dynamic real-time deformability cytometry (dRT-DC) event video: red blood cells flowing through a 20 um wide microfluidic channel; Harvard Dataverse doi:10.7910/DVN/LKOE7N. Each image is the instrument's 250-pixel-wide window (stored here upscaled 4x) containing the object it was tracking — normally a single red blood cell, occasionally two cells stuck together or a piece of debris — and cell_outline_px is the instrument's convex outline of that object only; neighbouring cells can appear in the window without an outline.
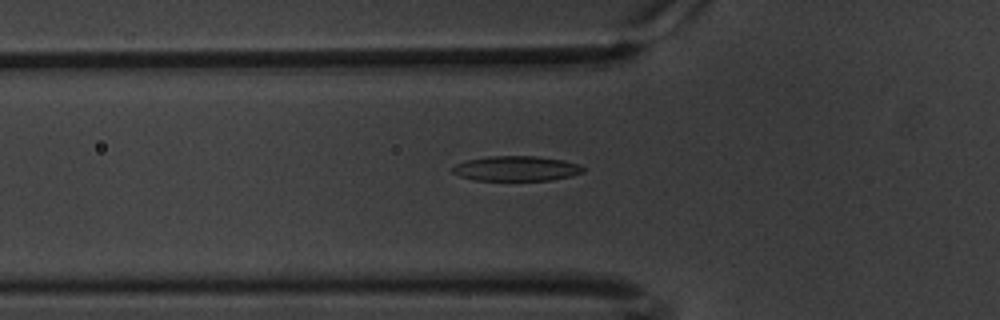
{"species": "common noctule bat (a hibernating species)", "species_latin": "Nyctalus noctula", "temperature_condition": "warm", "stored_images_in_passage": 60, "camera_frame_rate_fps": 3000, "um_per_image_px": 0.085, "animal": {"sex": "male", "body_mass_g": 20.1, "forearm_length_mm": 53.5}, "frame": {"image": 1, "passage_image": 21, "time_ms": 6.667, "image_size_px": [1000, 320], "cell_outline_px": [[584, 172], [572, 176], [548, 180], [476, 180], [460, 176], [452, 172], [452, 168], [456, 164], [464, 160], [488, 156], [536, 156], [564, 160], [580, 164], [584, 168]], "centroid_in_image_um": [43.89, 14.31], "position_along_channel_um": 81.9, "area_um2": 19.07}}
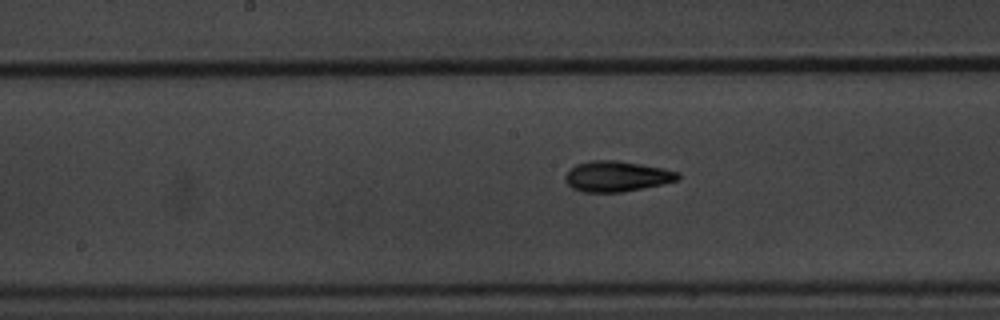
{"frame": {"image": 2, "passage_image": 31, "time_ms": 10.0, "image_size_px": [1000, 320], "cell_outline_px": [[680, 180], [620, 192], [584, 192], [572, 188], [564, 180], [564, 176], [576, 164], [592, 160], [616, 160], [664, 168], [680, 172]], "centroid_in_image_um": [52.42, 14.98], "position_along_channel_um": 195.8, "area_um2": 19.94}}
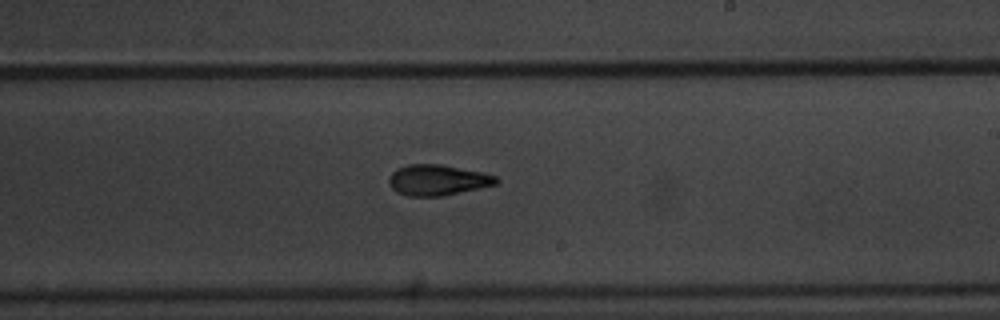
{"frame": {"image": 3, "passage_image": 36, "time_ms": 11.667, "image_size_px": [1000, 320], "cell_outline_px": [[500, 180], [496, 184], [440, 196], [408, 196], [396, 192], [388, 184], [388, 176], [396, 168], [408, 164], [440, 164], [484, 172], [496, 176]], "centroid_in_image_um": [37.15, 15.29], "position_along_channel_um": 251.8, "area_um2": 19.25}, "authors_computed_cell_mechanics": {"area_um2": 18.6116, "velocity_mm_per_s": 3.3836, "shape_relaxation_time_tau1_ms": 4.6033, "shape_relaxation_time_tau2_ms": 2.2778, "deformation_change_tau1": 0.1664, "deformation_change_tau2": 0.0929}}